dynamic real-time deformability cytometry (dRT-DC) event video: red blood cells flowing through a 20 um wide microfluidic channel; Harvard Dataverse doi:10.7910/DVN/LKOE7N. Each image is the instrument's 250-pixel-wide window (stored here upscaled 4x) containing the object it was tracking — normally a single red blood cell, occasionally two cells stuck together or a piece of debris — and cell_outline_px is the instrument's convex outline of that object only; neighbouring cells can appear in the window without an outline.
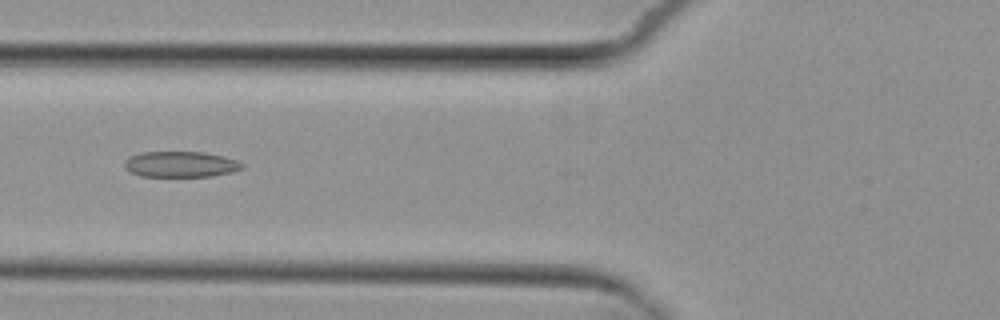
{"species": "common noctule bat (a hibernating species)", "species_latin": "Nyctalus noctula", "temperature_condition": "cold", "stored_images_in_passage": 7, "segment_of_instrument_passage": [2, 2], "camera_frame_rate_fps": 3000, "um_per_image_px": 0.085, "animal": {"sex": "female", "body_mass_g": 29.2, "forearm_length_mm": 56.3}, "frame": {"image": 1, "passage_image": 7, "time_ms": 7.0, "image_size_px": [1000, 320], "cell_outline_px": [[244, 168], [232, 172], [212, 176], [140, 176], [124, 168], [124, 160], [140, 152], [204, 152], [236, 160], [244, 164]], "centroid_in_image_um": [15.35, 13.96], "position_along_channel_um": 110.5, "area_um2": 17.57}}